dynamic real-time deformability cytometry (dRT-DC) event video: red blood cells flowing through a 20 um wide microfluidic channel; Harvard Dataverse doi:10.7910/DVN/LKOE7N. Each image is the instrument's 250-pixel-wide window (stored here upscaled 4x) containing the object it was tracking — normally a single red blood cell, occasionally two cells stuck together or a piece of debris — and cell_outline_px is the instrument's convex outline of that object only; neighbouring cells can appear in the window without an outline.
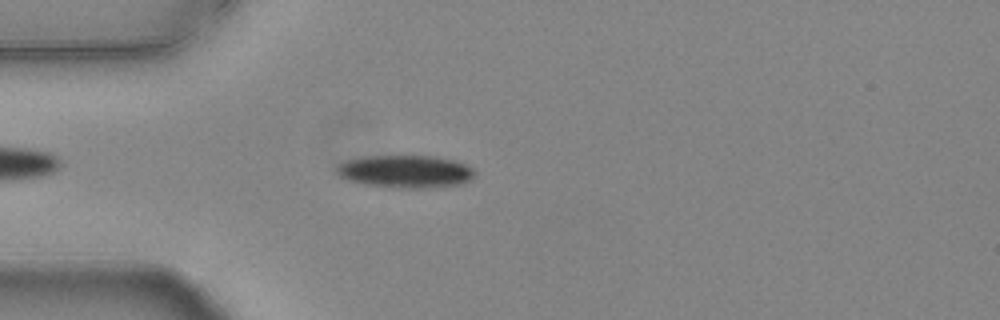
{"species": "common noctule bat (a hibernating species)", "species_latin": "Nyctalus noctula", "temperature_condition": "warm", "stored_images_in_passage": 39, "camera_frame_rate_fps": 3000, "um_per_image_px": 0.085, "animal": {"sex": "female", "body_mass_g": 24.6, "forearm_length_mm": 56.2}, "frame": {"image": 1, "passage_image": 6, "time_ms": 1.667, "image_size_px": [1000, 320], "cell_outline_px": [[476, 172], [464, 184], [424, 188], [392, 188], [364, 184], [348, 180], [340, 176], [336, 172], [336, 164], [348, 160], [364, 156], [432, 156], [456, 160], [472, 168]], "centroid_in_image_um": [34.44, 14.58], "position_along_channel_um": 50.6, "area_um2": 26.41}}
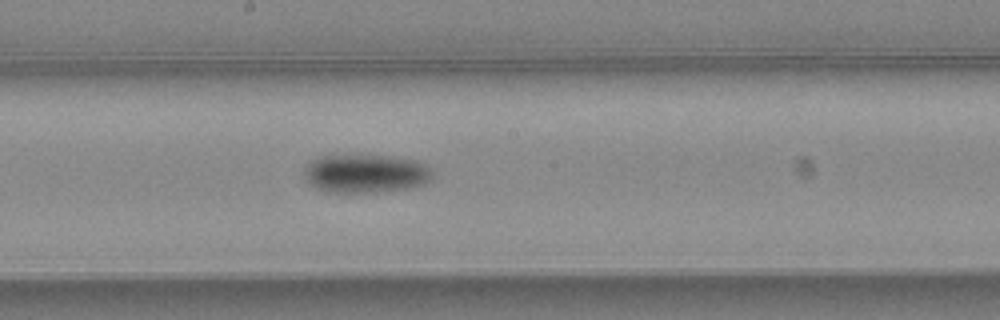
{"frame": {"image": 2, "passage_image": 20, "time_ms": 6.333, "image_size_px": [1000, 320], "cell_outline_px": [[432, 180], [424, 184], [408, 188], [376, 192], [328, 192], [316, 188], [308, 184], [304, 176], [304, 168], [312, 160], [320, 156], [388, 156], [416, 160], [428, 168], [432, 172]], "centroid_in_image_um": [31.05, 14.76], "position_along_channel_um": 217.2, "area_um2": 28.61}}
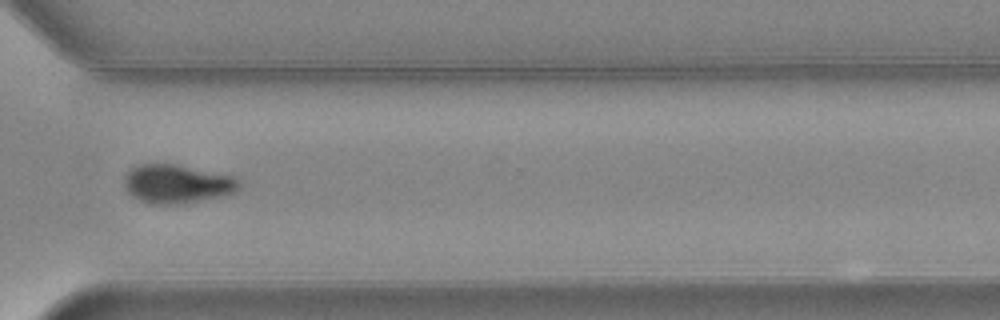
{"frame": {"image": 3, "passage_image": 31, "time_ms": 10.0, "image_size_px": [1000, 320], "cell_outline_px": [[240, 188], [236, 192], [224, 196], [184, 204], [148, 204], [132, 196], [124, 188], [124, 176], [132, 168], [140, 164], [176, 164], [236, 176], [240, 180]], "centroid_in_image_um": [15.08, 15.64], "position_along_channel_um": 355.5, "area_um2": 26.36}, "authors_computed_cell_mechanics": {"area_um2": 27.166, "velocity_mm_per_s": 3.7882, "shape_relaxation_time_tau1_ms": 4.3128, "shape_relaxation_time_tau2_ms": null, "deformation_change_tau1": 0.1466, "deformation_change_tau2": null}}